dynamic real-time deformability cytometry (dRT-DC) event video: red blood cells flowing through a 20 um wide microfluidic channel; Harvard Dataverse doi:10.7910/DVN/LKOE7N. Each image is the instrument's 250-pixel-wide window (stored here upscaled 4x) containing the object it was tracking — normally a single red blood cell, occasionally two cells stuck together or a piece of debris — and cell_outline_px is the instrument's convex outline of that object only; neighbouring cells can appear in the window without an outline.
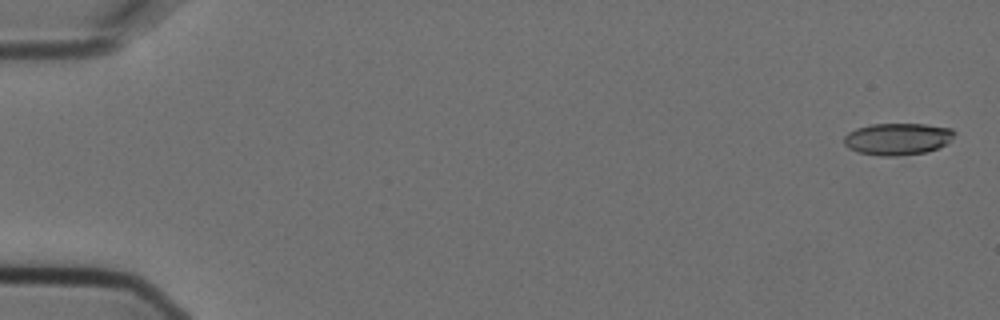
{"species": "Egyptian fruit bat (a non-hibernating species)", "species_latin": "Rousettus aegyptiacus", "temperature_condition": "cold", "stored_images_in_passage": 4, "camera_frame_rate_fps": 3000, "um_per_image_px": 0.085, "animal": {"sex": "female"}, "frame": {"image": 1, "passage_image": 1, "time_ms": 0.0, "image_size_px": [1000, 320], "cell_outline_px": [[956, 132], [948, 144], [924, 152], [900, 156], [880, 156], [860, 152], [848, 148], [844, 144], [844, 136], [848, 132], [856, 128], [872, 124], [924, 124], [952, 128]], "centroid_in_image_um": [76.3, 11.8], "position_along_channel_um": 8.7, "area_um2": 20.58}}